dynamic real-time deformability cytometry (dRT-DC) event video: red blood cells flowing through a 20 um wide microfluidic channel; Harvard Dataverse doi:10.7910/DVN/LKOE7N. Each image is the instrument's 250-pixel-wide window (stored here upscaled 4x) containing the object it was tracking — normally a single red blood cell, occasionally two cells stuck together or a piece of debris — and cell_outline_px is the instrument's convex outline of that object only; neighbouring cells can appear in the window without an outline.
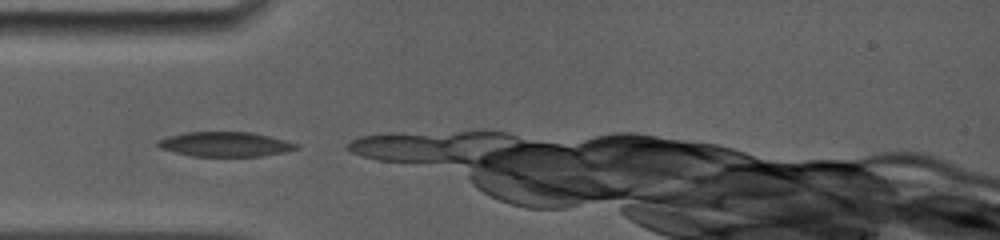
{"species": "common noctule bat (a hibernating species)", "species_latin": "Nyctalus noctula", "temperature_condition": "room temperature", "stored_images_in_passage": 5, "camera_frame_rate_fps": 5000, "um_per_image_px": 0.085, "animal": {"sex": "female", "body_mass_g": 19.0, "forearm_length_mm": 56.7}, "frame": {"image": 1, "passage_image": 1, "time_ms": 0.0, "image_size_px": [1000, 240], "cell_outline_px": [[300, 148], [284, 152], [260, 156], [192, 156], [160, 148], [152, 144], [156, 140], [168, 136], [184, 132], [252, 132], [300, 144]], "centroid_in_image_um": [19.1, 12.25], "position_along_channel_um": 65.9, "area_um2": 20.0}}